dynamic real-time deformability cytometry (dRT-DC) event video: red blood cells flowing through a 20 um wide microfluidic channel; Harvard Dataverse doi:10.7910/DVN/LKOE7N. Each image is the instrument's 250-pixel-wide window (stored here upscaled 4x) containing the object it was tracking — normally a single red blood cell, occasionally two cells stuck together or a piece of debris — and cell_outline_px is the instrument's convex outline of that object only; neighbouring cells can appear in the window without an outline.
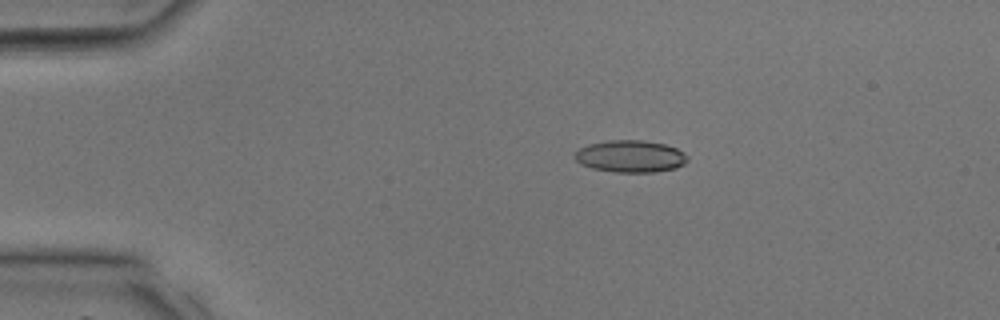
{"species": "common noctule bat (a hibernating species)", "species_latin": "Nyctalus noctula", "temperature_condition": "room temperature", "stored_images_in_passage": 38, "camera_frame_rate_fps": 3000, "um_per_image_px": 0.085, "animal": {"sex": "male", "body_mass_g": 17.9, "forearm_length_mm": 54.2}, "frame": {"image": 1, "passage_image": 8, "time_ms": 2.333, "image_size_px": [1000, 320], "cell_outline_px": [[688, 160], [684, 164], [676, 168], [656, 172], [616, 172], [592, 168], [580, 164], [572, 156], [580, 148], [588, 144], [608, 140], [644, 140], [664, 144], [676, 148], [684, 152], [688, 156]], "centroid_in_image_um": [53.59, 13.28], "position_along_channel_um": 31.4, "area_um2": 21.21}}
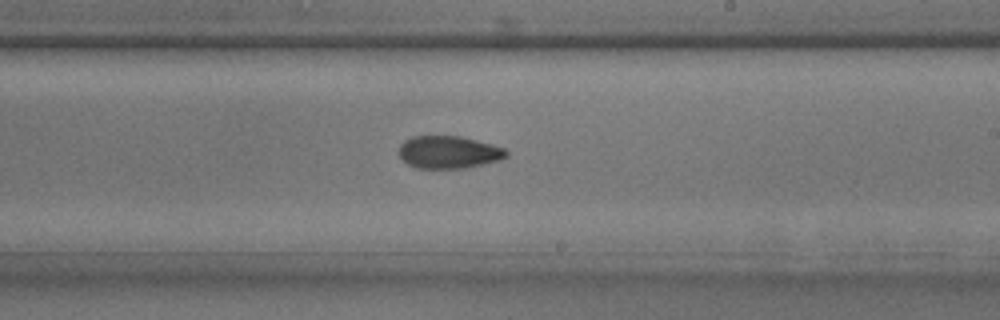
{"frame": {"image": 2, "passage_image": 23, "time_ms": 7.333, "image_size_px": [1000, 320], "cell_outline_px": [[508, 156], [500, 160], [468, 168], [416, 168], [408, 164], [400, 156], [400, 144], [404, 140], [412, 136], [460, 136], [476, 140], [504, 148], [508, 152]], "centroid_in_image_um": [38.15, 12.94], "position_along_channel_um": 250.9, "area_um2": 20.35}}
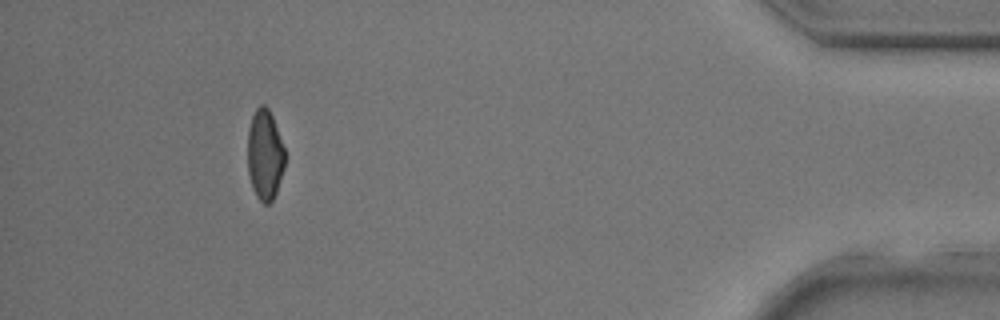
{"frame": {"image": 3, "passage_image": 35, "time_ms": 11.333, "image_size_px": [1000, 320], "cell_outline_px": [[284, 168], [276, 192], [272, 200], [268, 204], [264, 204], [256, 196], [252, 188], [248, 172], [248, 128], [252, 116], [256, 108], [260, 104], [264, 104], [268, 108], [272, 116], [284, 148]], "centroid_in_image_um": [22.49, 13.15], "position_along_channel_um": 412.7, "area_um2": 19.54}}